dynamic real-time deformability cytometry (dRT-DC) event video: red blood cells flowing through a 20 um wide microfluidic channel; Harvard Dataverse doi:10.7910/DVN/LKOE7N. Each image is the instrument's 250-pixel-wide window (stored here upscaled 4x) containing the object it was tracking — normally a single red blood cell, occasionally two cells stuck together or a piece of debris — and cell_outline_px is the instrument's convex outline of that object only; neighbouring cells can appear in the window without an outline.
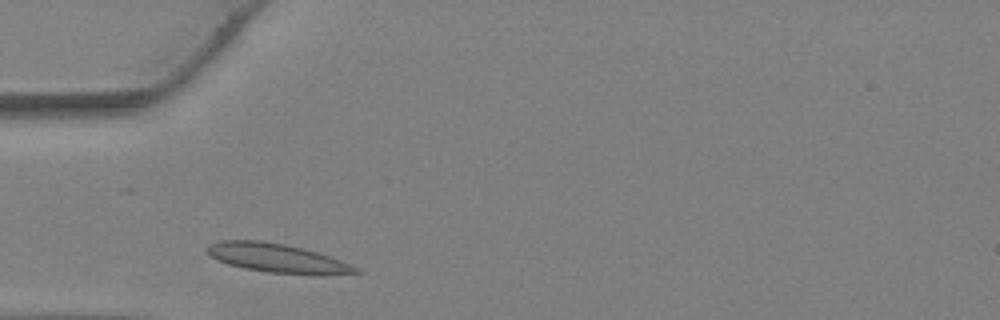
{"species": "Egyptian fruit bat (a non-hibernating species)", "species_latin": "Rousettus aegyptiacus", "temperature_condition": "warm", "stored_images_in_passage": 20, "camera_frame_rate_fps": 3000, "um_per_image_px": 0.085, "animal": {"sex": "female"}, "frame": {"image": 1, "passage_image": 2, "time_ms": 0.333, "image_size_px": [1000, 320], "cell_outline_px": [[360, 272], [324, 276], [312, 276], [268, 272], [244, 268], [228, 264], [216, 260], [204, 252], [204, 248], [208, 244], [220, 240], [260, 240], [284, 244], [304, 248], [340, 260], [356, 268]], "centroid_in_image_um": [23.49, 21.95], "position_along_channel_um": 61.5, "area_um2": 25.43}}
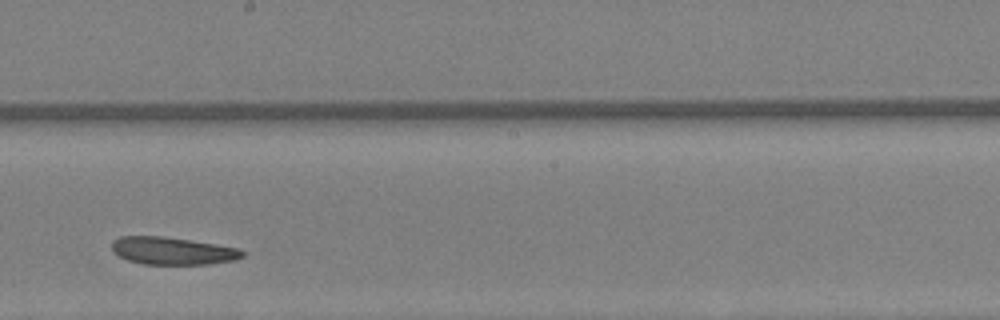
{"frame": {"image": 2, "passage_image": 12, "time_ms": 3.667, "image_size_px": [1000, 320], "cell_outline_px": [[244, 256], [236, 260], [208, 264], [144, 264], [128, 260], [112, 252], [112, 240], [120, 236], [164, 236], [192, 240], [240, 248], [244, 252]], "centroid_in_image_um": [14.67, 21.31], "position_along_channel_um": 233.5, "area_um2": 21.1}}
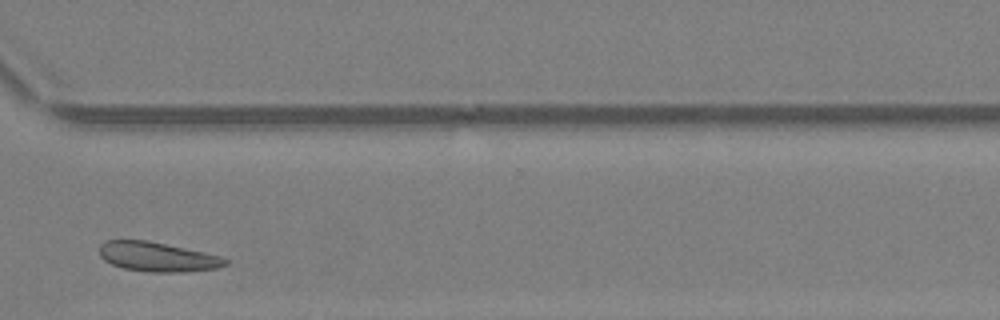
{"frame": {"image": 3, "passage_image": 19, "time_ms": 6.0, "image_size_px": [1000, 320], "cell_outline_px": [[228, 264], [216, 268], [184, 272], [148, 272], [124, 268], [112, 264], [104, 260], [100, 256], [100, 244], [104, 240], [148, 240], [204, 252], [220, 256], [228, 260]], "centroid_in_image_um": [13.37, 21.82], "position_along_channel_um": 357.2, "area_um2": 21.62}}